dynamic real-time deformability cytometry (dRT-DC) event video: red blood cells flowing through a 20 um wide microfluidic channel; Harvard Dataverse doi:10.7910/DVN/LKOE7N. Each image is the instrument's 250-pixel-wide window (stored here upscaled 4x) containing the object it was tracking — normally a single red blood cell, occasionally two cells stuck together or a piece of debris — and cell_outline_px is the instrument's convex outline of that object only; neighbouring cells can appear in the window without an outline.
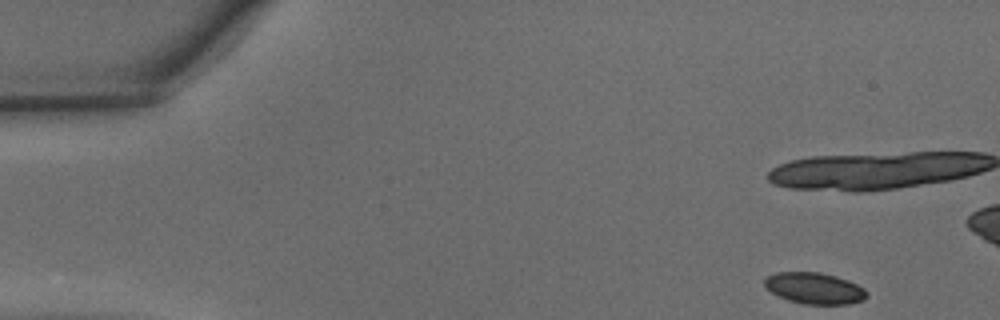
{"species": "common noctule bat (a hibernating species)", "species_latin": "Nyctalus noctula", "temperature_condition": "warm", "stored_images_in_passage": 11, "camera_frame_rate_fps": 3000, "um_per_image_px": 0.085, "animal": {"sex": "male", "body_mass_g": 15.6}, "frame": {"image": 1, "passage_image": 1, "time_ms": 0.0, "image_size_px": [1000, 320], "cell_outline_px": [[868, 296], [864, 300], [848, 304], [804, 304], [788, 300], [764, 288], [764, 276], [776, 272], [820, 272], [836, 276], [848, 280], [864, 288], [868, 292]], "centroid_in_image_um": [69.22, 24.49], "position_along_channel_um": 15.8, "area_um2": 18.84}}